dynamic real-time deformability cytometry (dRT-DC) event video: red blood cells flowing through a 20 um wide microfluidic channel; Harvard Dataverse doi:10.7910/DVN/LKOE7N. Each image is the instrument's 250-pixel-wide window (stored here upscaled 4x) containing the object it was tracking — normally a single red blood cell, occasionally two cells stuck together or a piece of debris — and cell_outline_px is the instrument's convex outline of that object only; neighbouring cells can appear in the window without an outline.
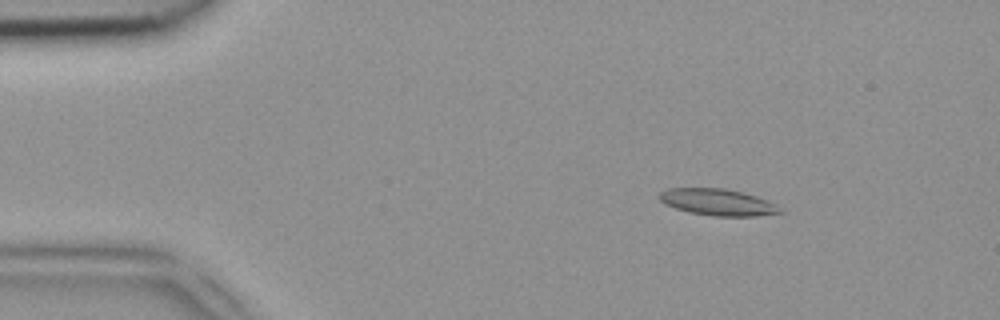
{"species": "common noctule bat (a hibernating species)", "species_latin": "Nyctalus noctula", "temperature_condition": "room temperature", "stored_images_in_passage": 21, "camera_frame_rate_fps": 3000, "um_per_image_px": 0.085, "animal": {"sex": "female", "body_mass_g": 18.4}, "frame": {"image": 1, "passage_image": 8, "time_ms": 2.333, "image_size_px": [1000, 320], "cell_outline_px": [[784, 212], [756, 216], [712, 216], [688, 212], [664, 204], [660, 200], [660, 192], [668, 188], [724, 188], [756, 196], [776, 204]], "centroid_in_image_um": [61.0, 17.19], "position_along_channel_um": 24.0, "area_um2": 18.61}}
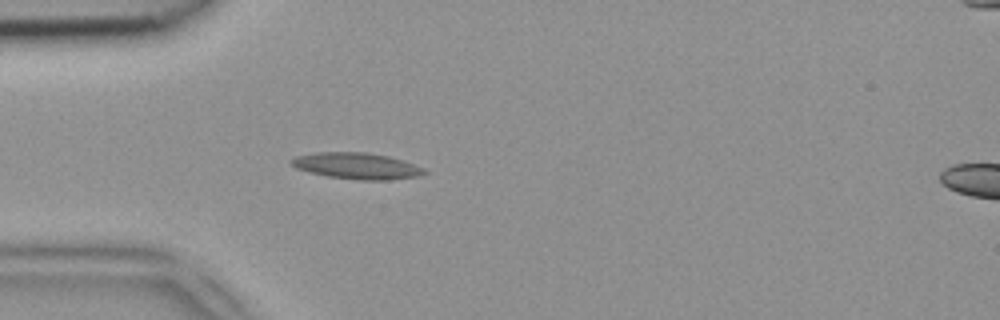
{"frame": {"image": 2, "passage_image": 15, "time_ms": 4.667, "image_size_px": [1000, 320], "cell_outline_px": [[428, 172], [416, 176], [388, 180], [360, 180], [328, 176], [308, 172], [296, 168], [288, 160], [296, 156], [316, 152], [364, 152], [388, 156], [424, 168]], "centroid_in_image_um": [30.28, 14.1], "position_along_channel_um": 54.7, "area_um2": 20.17}}